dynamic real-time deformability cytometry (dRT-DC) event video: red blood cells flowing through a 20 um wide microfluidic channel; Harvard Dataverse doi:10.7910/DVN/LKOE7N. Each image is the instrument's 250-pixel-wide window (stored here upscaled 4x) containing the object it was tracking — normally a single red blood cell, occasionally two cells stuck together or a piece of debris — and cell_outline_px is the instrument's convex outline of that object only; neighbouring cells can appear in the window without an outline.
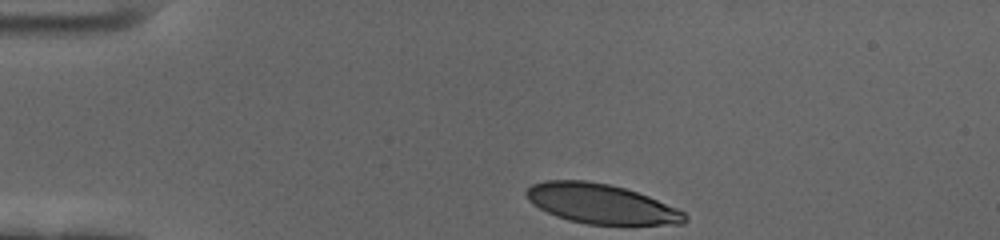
{"species": "human", "species_latin": "Homo sapiens", "temperature_condition": "cold", "stored_images_in_passage": 38, "camera_frame_rate_fps": 3000, "um_per_image_px": 0.085, "donor": {"sex": "female"}, "frame": {"image": 1, "passage_image": 1, "time_ms": 0.0, "image_size_px": [1000, 240], "cell_outline_px": [[688, 220], [684, 224], [588, 224], [568, 220], [556, 216], [532, 204], [528, 200], [524, 192], [532, 184], [544, 180], [584, 180], [608, 184], [624, 188], [648, 196], [676, 208], [684, 212], [688, 216]], "centroid_in_image_um": [51.07, 17.32], "position_along_channel_um": 33.9, "area_um2": 36.47}}
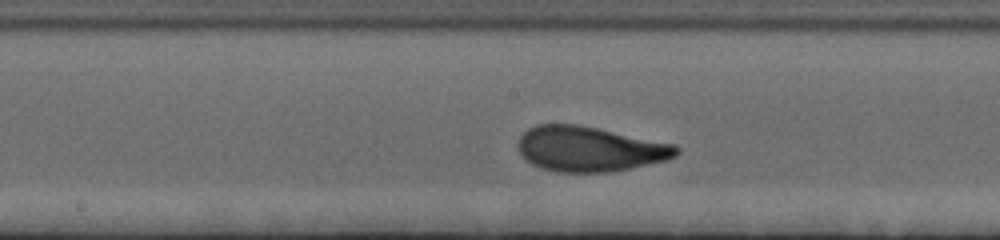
{"frame": {"image": 2, "passage_image": 20, "time_ms": 6.333, "image_size_px": [1000, 240], "cell_outline_px": [[680, 152], [676, 156], [664, 160], [612, 172], [556, 172], [540, 168], [524, 160], [520, 156], [520, 136], [528, 128], [536, 124], [576, 124], [596, 128], [672, 144], [680, 148]], "centroid_in_image_um": [50.07, 12.67], "position_along_channel_um": 198.1, "area_um2": 41.21}}
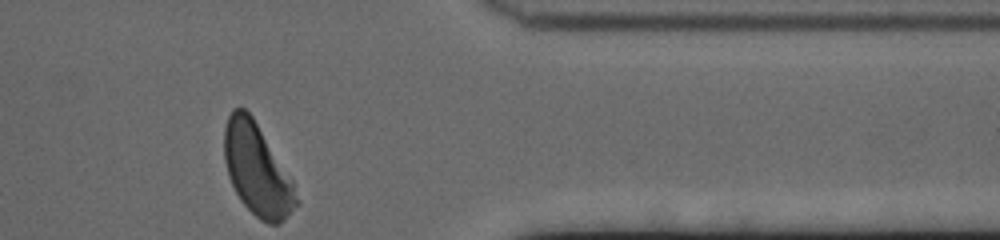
{"frame": {"image": 3, "passage_image": 38, "time_ms": 12.333, "image_size_px": [1000, 240], "cell_outline_px": [[300, 204], [280, 224], [268, 224], [260, 220], [240, 200], [228, 176], [224, 160], [224, 128], [228, 116], [232, 108], [244, 108], [252, 116], [292, 180], [300, 200]], "centroid_in_image_um": [21.86, 14.46], "position_along_channel_um": 389.5, "area_um2": 38.32}, "authors_computed_cell_mechanics": {"area_um2": 40.3444, "velocity_mm_per_s": 3.4432, "shape_relaxation_time_tau1_ms": 3.0727, "shape_relaxation_time_tau2_ms": null, "deformation_change_tau1": 0.1657, "deformation_change_tau2": null}}